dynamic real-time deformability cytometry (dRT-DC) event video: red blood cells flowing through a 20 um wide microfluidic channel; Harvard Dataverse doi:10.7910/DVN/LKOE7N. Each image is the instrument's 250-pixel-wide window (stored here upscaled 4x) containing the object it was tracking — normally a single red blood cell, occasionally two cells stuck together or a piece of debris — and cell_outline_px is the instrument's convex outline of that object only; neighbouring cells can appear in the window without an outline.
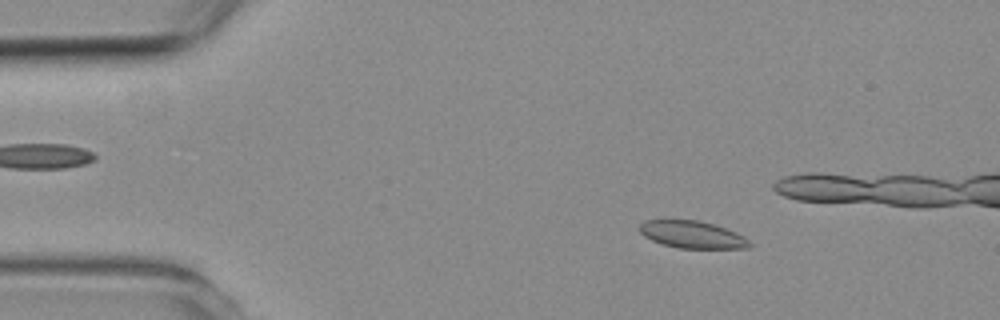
{"species": "common noctule bat (a hibernating species)", "species_latin": "Nyctalus noctula", "temperature_condition": "room temperature", "stored_images_in_passage": 3, "camera_frame_rate_fps": 3000, "um_per_image_px": 0.085, "animal": {"sex": "female", "body_mass_g": 19.3, "forearm_length_mm": 54.1}, "frame": {"image": 1, "passage_image": 1, "time_ms": 0.0, "image_size_px": [1000, 320], "cell_outline_px": [[752, 248], [680, 248], [664, 244], [652, 240], [644, 236], [636, 228], [644, 220], [700, 220], [716, 224], [736, 232], [744, 236], [752, 244]], "centroid_in_image_um": [58.85, 19.93], "position_along_channel_um": 26.1, "area_um2": 17.63}}